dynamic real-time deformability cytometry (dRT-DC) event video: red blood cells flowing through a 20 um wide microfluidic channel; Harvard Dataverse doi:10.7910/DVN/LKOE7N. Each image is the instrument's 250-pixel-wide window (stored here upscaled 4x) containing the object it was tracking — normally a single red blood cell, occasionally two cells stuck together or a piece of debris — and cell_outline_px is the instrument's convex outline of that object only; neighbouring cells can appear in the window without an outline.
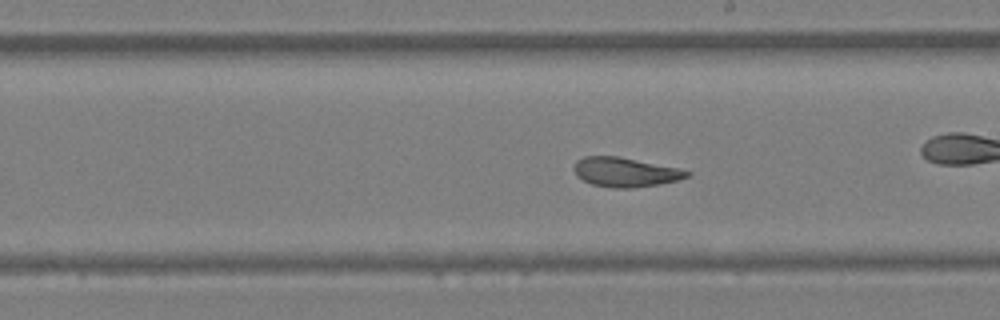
{"species": "Egyptian fruit bat (a non-hibernating species)", "species_latin": "Rousettus aegyptiacus", "temperature_condition": "warm", "stored_images_in_passage": 62, "camera_frame_rate_fps": 3000, "um_per_image_px": 0.085, "animal": {"sex": "female"}, "frame": {"image": 1, "passage_image": 36, "time_ms": 11.667, "image_size_px": [1000, 320], "cell_outline_px": [[692, 172], [688, 176], [676, 180], [660, 184], [632, 188], [612, 188], [592, 184], [576, 176], [572, 168], [576, 160], [584, 156], [620, 156], [676, 168]], "centroid_in_image_um": [53.08, 14.63], "position_along_channel_um": 235.9, "area_um2": 19.31}, "authors_computed_cell_mechanics": {"area_um2": 22.4842, "velocity_mm_per_s": 3.4194, "shape_relaxation_time_tau1_ms": 6.2099, "shape_relaxation_time_tau2_ms": 2.0991, "deformation_change_tau1": 0.1858, "deformation_change_tau2": 0.0758}}